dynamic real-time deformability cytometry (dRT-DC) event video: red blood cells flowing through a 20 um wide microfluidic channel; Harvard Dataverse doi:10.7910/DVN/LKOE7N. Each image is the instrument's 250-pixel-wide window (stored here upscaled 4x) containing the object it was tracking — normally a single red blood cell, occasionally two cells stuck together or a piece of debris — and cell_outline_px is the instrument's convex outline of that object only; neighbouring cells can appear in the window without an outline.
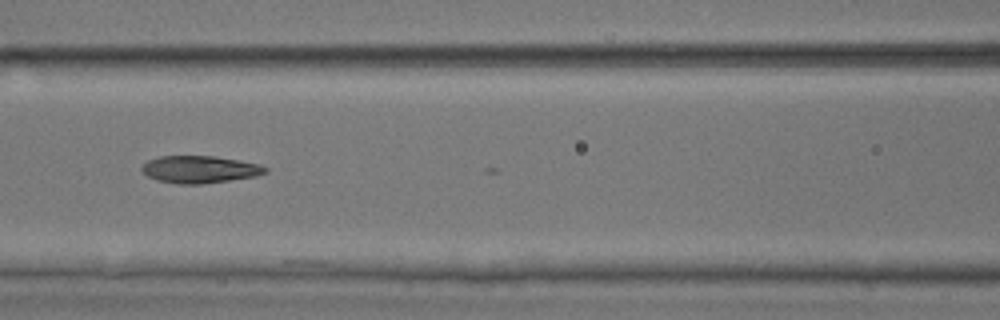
{"species": "common noctule bat (a hibernating species)", "species_latin": "Nyctalus noctula", "temperature_condition": "room temperature", "stored_images_in_passage": 7, "camera_frame_rate_fps": 3000, "um_per_image_px": 0.085, "animal": {"sex": "male", "body_mass_g": 17.9, "forearm_length_mm": 54.2}, "frame": {"image": 1, "passage_image": 7, "time_ms": 2.0, "image_size_px": [1000, 320], "cell_outline_px": [[268, 172], [256, 176], [200, 184], [180, 184], [156, 180], [148, 176], [140, 168], [148, 160], [160, 156], [216, 156], [260, 164], [268, 168]], "centroid_in_image_um": [16.99, 14.39], "position_along_channel_um": 149.6, "area_um2": 19.54}}